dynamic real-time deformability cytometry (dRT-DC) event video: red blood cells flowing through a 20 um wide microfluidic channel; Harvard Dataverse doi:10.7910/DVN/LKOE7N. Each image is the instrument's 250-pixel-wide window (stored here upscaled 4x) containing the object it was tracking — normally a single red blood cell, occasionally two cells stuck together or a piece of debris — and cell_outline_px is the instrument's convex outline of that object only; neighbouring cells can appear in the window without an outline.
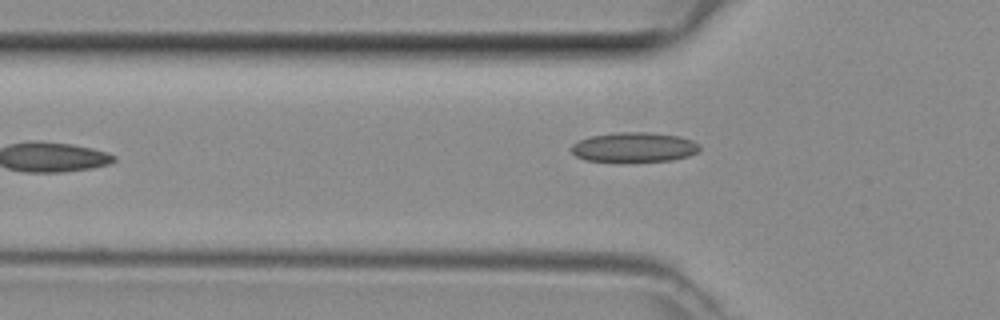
{"species": "common noctule bat (a hibernating species)", "species_latin": "Nyctalus noctula", "temperature_condition": "room temperature", "stored_images_in_passage": 5, "camera_frame_rate_fps": 3000, "um_per_image_px": 0.085, "animal": {"sex": "female", "body_mass_g": 29.2, "forearm_length_mm": 56.3}, "frame": {"image": 1, "passage_image": 5, "time_ms": 1.333, "image_size_px": [1000, 320], "cell_outline_px": [[700, 148], [696, 152], [688, 156], [672, 160], [584, 160], [576, 156], [568, 148], [572, 144], [580, 140], [592, 136], [616, 132], [648, 132], [680, 136], [692, 140], [700, 144]], "centroid_in_image_um": [53.9, 12.49], "position_along_channel_um": 71.9, "area_um2": 21.85}}